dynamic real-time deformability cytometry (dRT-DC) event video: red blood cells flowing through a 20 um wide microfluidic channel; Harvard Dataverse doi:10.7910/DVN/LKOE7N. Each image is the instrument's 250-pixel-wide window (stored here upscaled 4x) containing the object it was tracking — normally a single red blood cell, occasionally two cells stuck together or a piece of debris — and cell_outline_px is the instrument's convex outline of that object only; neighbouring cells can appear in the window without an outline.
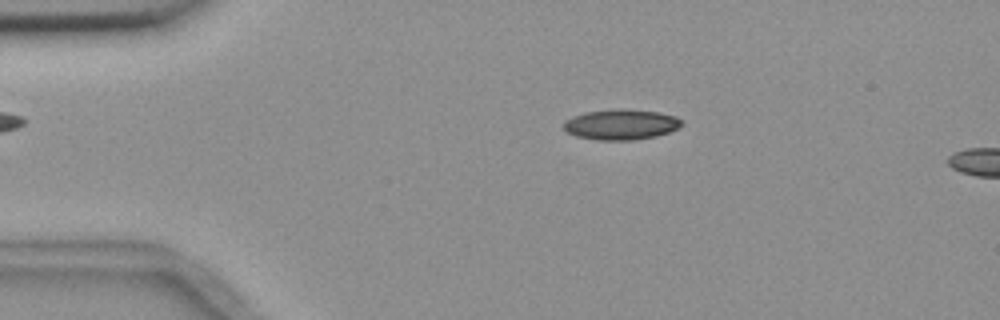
{"species": "common noctule bat (a hibernating species)", "species_latin": "Nyctalus noctula", "temperature_condition": "room temperature", "stored_images_in_passage": 4, "camera_frame_rate_fps": 3000, "um_per_image_px": 0.085, "animal": {"sex": "female", "body_mass_g": 18.4}, "frame": {"image": 1, "passage_image": 3, "time_ms": 2.333, "image_size_px": [1000, 320], "cell_outline_px": [[684, 124], [680, 128], [656, 136], [632, 140], [596, 140], [576, 136], [568, 132], [564, 128], [564, 120], [572, 116], [588, 112], [656, 112], [676, 116], [684, 120]], "centroid_in_image_um": [52.82, 10.64], "position_along_channel_um": 32.2, "area_um2": 20.0}}